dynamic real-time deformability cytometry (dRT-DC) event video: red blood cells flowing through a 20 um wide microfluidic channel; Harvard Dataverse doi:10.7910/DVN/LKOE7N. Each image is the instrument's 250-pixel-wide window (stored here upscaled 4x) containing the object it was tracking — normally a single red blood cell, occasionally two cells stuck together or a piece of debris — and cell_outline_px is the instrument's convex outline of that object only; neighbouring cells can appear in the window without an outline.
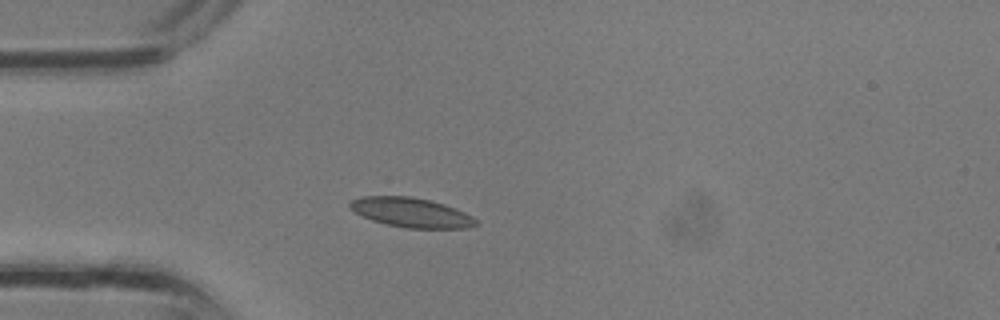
{"species": "common noctule bat (a hibernating species)", "species_latin": "Nyctalus noctula", "temperature_condition": "room temperature", "stored_images_in_passage": 32, "camera_frame_rate_fps": 3000, "um_per_image_px": 0.085, "animal": {"sex": "male", "body_mass_g": 13.3}, "frame": {"image": 1, "passage_image": 7, "time_ms": 2.0, "image_size_px": [1000, 320], "cell_outline_px": [[480, 224], [468, 228], [408, 228], [388, 224], [372, 220], [352, 212], [348, 208], [348, 204], [352, 200], [360, 196], [412, 196], [432, 200], [456, 208], [472, 216]], "centroid_in_image_um": [34.94, 18.05], "position_along_channel_um": 50.1, "area_um2": 21.91}}
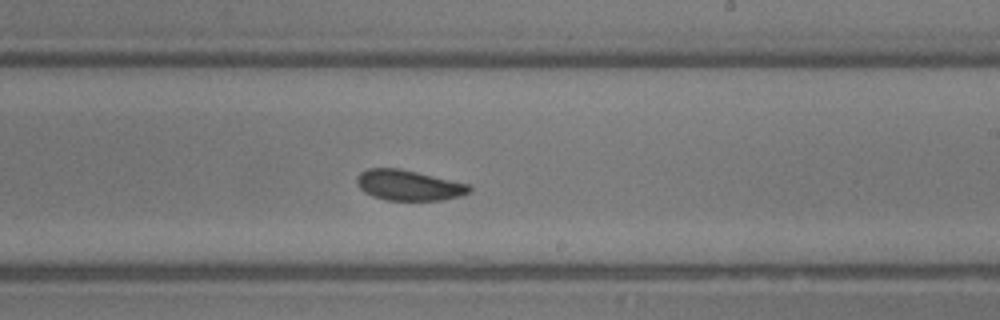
{"frame": {"image": 2, "passage_image": 18, "time_ms": 5.667, "image_size_px": [1000, 320], "cell_outline_px": [[472, 192], [460, 196], [444, 200], [384, 200], [372, 196], [364, 192], [360, 188], [356, 180], [360, 172], [368, 168], [400, 168], [468, 184], [472, 188]], "centroid_in_image_um": [34.74, 15.75], "position_along_channel_um": 254.3, "area_um2": 20.0}}
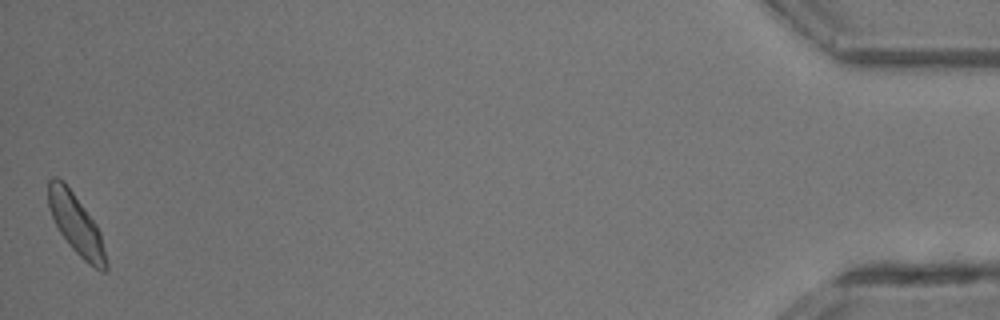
{"frame": {"image": 3, "passage_image": 32, "time_ms": 10.333, "image_size_px": [1000, 320], "cell_outline_px": [[108, 268], [104, 272], [100, 272], [88, 264], [68, 244], [60, 232], [48, 208], [48, 180], [52, 176], [56, 176], [64, 180], [96, 224], [100, 232], [108, 264]], "centroid_in_image_um": [6.47, 19.06], "position_along_channel_um": 428.7, "area_um2": 20.29}}